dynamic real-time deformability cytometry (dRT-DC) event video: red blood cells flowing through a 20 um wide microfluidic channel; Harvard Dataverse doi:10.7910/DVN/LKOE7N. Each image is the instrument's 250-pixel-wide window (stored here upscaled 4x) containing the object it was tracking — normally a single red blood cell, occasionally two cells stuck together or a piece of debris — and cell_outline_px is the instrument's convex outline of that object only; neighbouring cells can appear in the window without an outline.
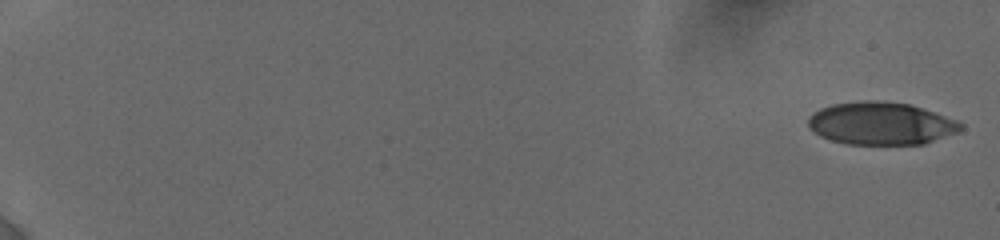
{"species": "human", "species_latin": "Homo sapiens", "temperature_condition": "cold", "stored_images_in_passage": 10, "camera_frame_rate_fps": 3000, "um_per_image_px": 0.085, "donor": {"sex": "female"}, "frame": {"image": 1, "passage_image": 1, "time_ms": 0.0, "image_size_px": [1000, 240], "cell_outline_px": [[964, 128], [956, 132], [924, 144], [844, 144], [820, 136], [808, 128], [808, 116], [812, 112], [820, 108], [832, 104], [860, 100], [876, 100], [908, 104], [956, 120], [964, 124]], "centroid_in_image_um": [74.82, 10.49], "position_along_channel_um": 10.2, "area_um2": 37.86}}